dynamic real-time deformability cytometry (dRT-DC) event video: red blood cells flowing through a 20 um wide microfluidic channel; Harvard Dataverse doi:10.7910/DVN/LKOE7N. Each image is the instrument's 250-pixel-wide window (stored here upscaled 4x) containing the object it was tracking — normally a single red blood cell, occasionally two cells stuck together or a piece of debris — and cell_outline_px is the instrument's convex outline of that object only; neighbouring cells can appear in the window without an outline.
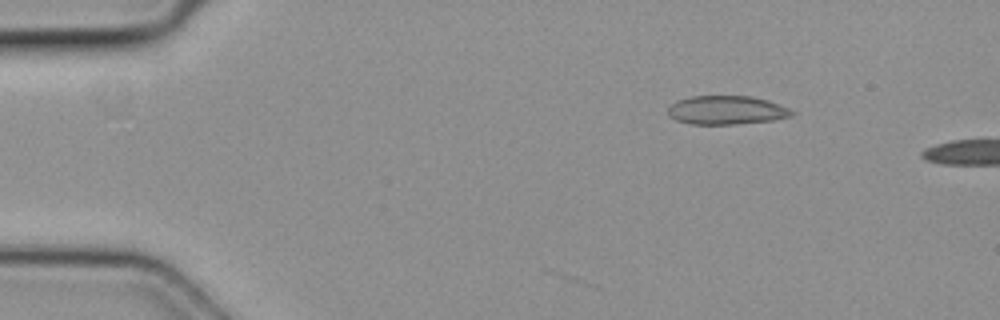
{"species": "common noctule bat (a hibernating species)", "species_latin": "Nyctalus noctula", "temperature_condition": "cold", "stored_images_in_passage": 2, "camera_frame_rate_fps": 3000, "um_per_image_px": 0.085, "animal": {"sex": "female", "body_mass_g": 19.3, "forearm_length_mm": 54.1}, "frame": {"image": 1, "passage_image": 1, "time_ms": 0.0, "image_size_px": [1000, 320], "cell_outline_px": [[796, 112], [792, 116], [776, 120], [736, 124], [692, 124], [676, 120], [668, 116], [668, 108], [676, 100], [688, 96], [752, 96], [768, 100], [788, 108]], "centroid_in_image_um": [61.76, 9.36], "position_along_channel_um": 23.2, "area_um2": 20.92}}